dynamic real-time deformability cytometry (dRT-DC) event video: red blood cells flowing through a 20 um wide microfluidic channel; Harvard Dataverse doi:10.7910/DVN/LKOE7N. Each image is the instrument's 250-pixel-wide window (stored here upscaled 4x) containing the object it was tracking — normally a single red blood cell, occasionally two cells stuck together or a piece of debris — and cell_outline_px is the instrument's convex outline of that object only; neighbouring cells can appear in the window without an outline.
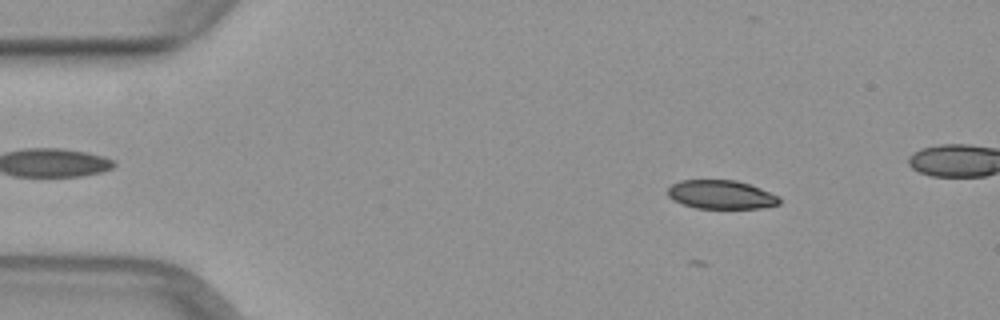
{"species": "common noctule bat (a hibernating species)", "species_latin": "Nyctalus noctula", "temperature_condition": "warm", "stored_images_in_passage": 46, "camera_frame_rate_fps": 3000, "um_per_image_px": 0.085, "animal": {"sex": "female", "body_mass_g": 29.2, "forearm_length_mm": 56.3}, "frame": {"image": 1, "passage_image": 7, "time_ms": 2.0, "image_size_px": [1000, 320], "cell_outline_px": [[780, 204], [760, 208], [696, 208], [672, 200], [668, 196], [668, 188], [672, 184], [680, 180], [736, 180], [760, 188], [780, 196]], "centroid_in_image_um": [61.29, 16.54], "position_along_channel_um": 23.7, "area_um2": 18.67}}
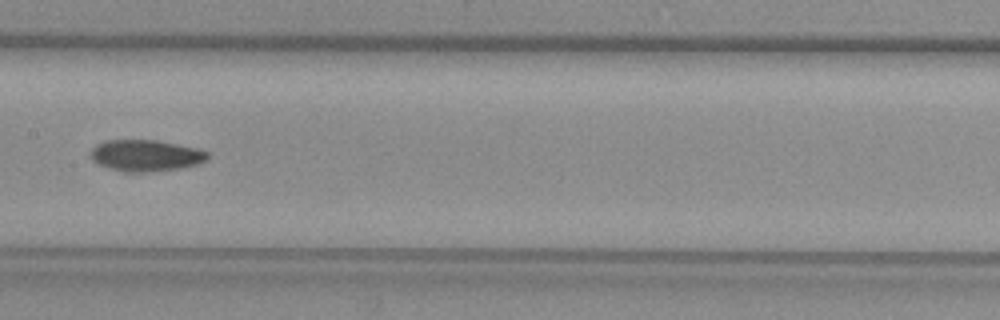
{"frame": {"image": 2, "passage_image": 25, "time_ms": 8.0, "image_size_px": [1000, 320], "cell_outline_px": [[208, 156], [204, 160], [196, 164], [180, 168], [152, 172], [124, 172], [108, 168], [96, 164], [92, 160], [92, 148], [96, 144], [104, 140], [156, 140], [200, 148], [208, 152]], "centroid_in_image_um": [12.36, 13.22], "position_along_channel_um": 195.0, "area_um2": 21.56}}
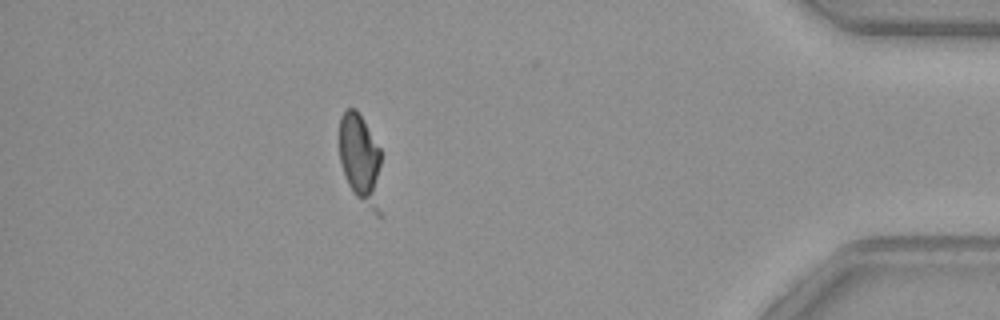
{"frame": {"image": 3, "passage_image": 44, "time_ms": 14.333, "image_size_px": [1000, 320], "cell_outline_px": [[384, 216], [376, 216], [352, 192], [348, 184], [340, 164], [340, 116], [348, 108], [356, 108], [380, 148]], "centroid_in_image_um": [30.71, 13.68], "position_along_channel_um": 404.5, "area_um2": 23.18}}